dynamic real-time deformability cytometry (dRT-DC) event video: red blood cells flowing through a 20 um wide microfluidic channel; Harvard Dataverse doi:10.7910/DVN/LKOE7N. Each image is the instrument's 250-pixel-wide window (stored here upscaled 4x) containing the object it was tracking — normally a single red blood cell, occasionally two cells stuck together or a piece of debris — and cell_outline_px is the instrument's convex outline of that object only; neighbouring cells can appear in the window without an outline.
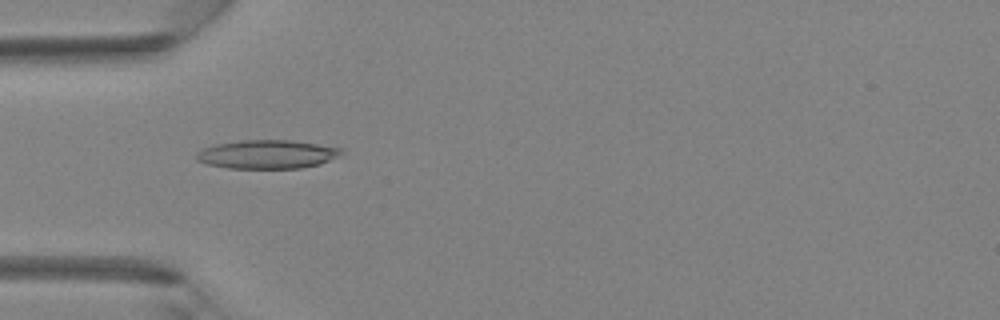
{"species": "Egyptian fruit bat (a non-hibernating species)", "species_latin": "Rousettus aegyptiacus", "temperature_condition": "room temperature", "stored_images_in_passage": 4, "camera_frame_rate_fps": 3000, "um_per_image_px": 0.085, "animal": {"sex": "female"}, "frame": {"image": 1, "passage_image": 3, "time_ms": 2.333, "image_size_px": [1000, 320], "cell_outline_px": [[344, 152], [340, 156], [320, 164], [300, 168], [228, 168], [208, 164], [196, 160], [196, 152], [204, 148], [216, 144], [240, 140], [288, 140], [316, 144], [340, 148]], "centroid_in_image_um": [22.7, 13.12], "position_along_channel_um": 62.3, "area_um2": 24.1}}
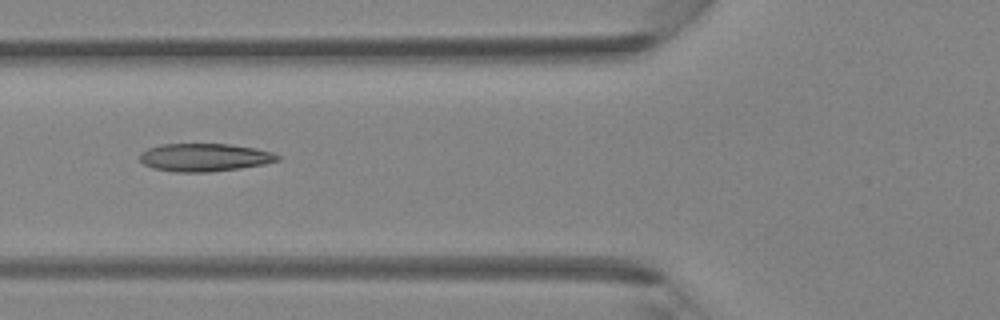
{"frame": {"image": 2, "passage_image": 4, "time_ms": 3.333, "image_size_px": [1000, 320], "cell_outline_px": [[280, 160], [264, 164], [240, 168], [208, 172], [172, 172], [152, 168], [144, 164], [140, 160], [140, 152], [148, 148], [160, 144], [228, 144], [256, 148], [272, 152], [280, 156]], "centroid_in_image_um": [17.37, 13.38], "position_along_channel_um": 108.4, "area_um2": 22.54}}